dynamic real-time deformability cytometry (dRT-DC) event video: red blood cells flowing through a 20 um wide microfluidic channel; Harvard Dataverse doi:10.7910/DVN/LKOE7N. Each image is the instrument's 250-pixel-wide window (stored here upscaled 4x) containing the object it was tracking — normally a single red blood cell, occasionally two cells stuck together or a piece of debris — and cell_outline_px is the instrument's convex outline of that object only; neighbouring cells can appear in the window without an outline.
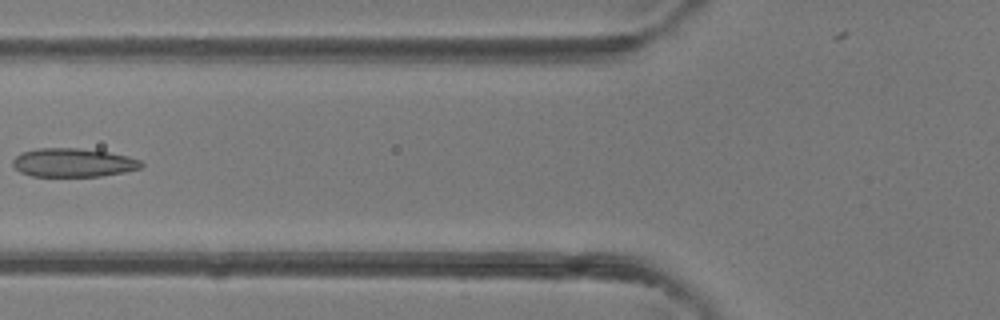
{"species": "common noctule bat (a hibernating species)", "species_latin": "Nyctalus noctula", "temperature_condition": "room temperature", "stored_images_in_passage": 6, "camera_frame_rate_fps": 3000, "um_per_image_px": 0.085, "animal": {"sex": "female"}, "frame": {"image": 1, "passage_image": 6, "time_ms": 6.667, "image_size_px": [1000, 320], "cell_outline_px": [[144, 164], [140, 168], [124, 172], [100, 176], [32, 176], [20, 172], [12, 164], [12, 160], [20, 152], [36, 148], [80, 148], [108, 152], [128, 156], [140, 160]], "centroid_in_image_um": [6.2, 13.81], "position_along_channel_um": 119.6, "area_um2": 21.5}}